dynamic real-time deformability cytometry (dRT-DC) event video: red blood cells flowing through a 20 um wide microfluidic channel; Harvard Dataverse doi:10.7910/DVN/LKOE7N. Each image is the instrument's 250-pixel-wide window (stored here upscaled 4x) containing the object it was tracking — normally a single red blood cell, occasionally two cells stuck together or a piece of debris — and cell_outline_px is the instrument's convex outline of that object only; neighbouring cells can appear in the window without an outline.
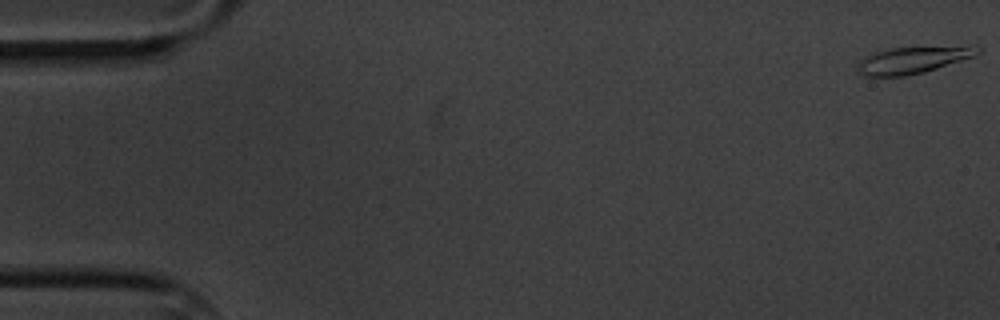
{"species": "common noctule bat (a hibernating species)", "species_latin": "Nyctalus noctula", "temperature_condition": "cold", "stored_images_in_passage": 4, "camera_frame_rate_fps": 3000, "um_per_image_px": 0.085, "animal": {"sex": "male", "body_mass_g": 20.1, "forearm_length_mm": 53.5}, "frame": {"image": 1, "passage_image": 4, "time_ms": 3.667, "image_size_px": [1000, 320], "cell_outline_px": [[980, 52], [976, 56], [924, 72], [904, 76], [864, 76], [856, 72], [856, 64], [864, 56], [872, 52], [892, 48], [968, 44], [976, 44], [980, 48]], "centroid_in_image_um": [77.64, 5.06], "position_along_channel_um": 7.4, "area_um2": 19.59}}